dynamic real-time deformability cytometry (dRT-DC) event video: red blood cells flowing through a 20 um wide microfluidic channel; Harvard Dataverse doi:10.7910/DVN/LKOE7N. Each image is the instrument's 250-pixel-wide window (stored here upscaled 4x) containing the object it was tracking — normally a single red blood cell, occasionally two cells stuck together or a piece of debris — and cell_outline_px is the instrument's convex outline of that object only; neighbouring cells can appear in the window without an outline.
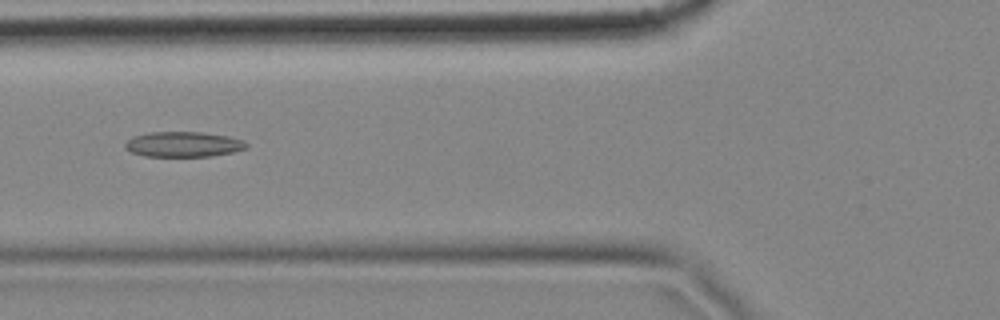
{"species": "common noctule bat (a hibernating species)", "species_latin": "Nyctalus noctula", "temperature_condition": "cold", "stored_images_in_passage": 8, "camera_frame_rate_fps": 3000, "um_per_image_px": 0.085, "animal": {"sex": "female", "body_mass_g": 18.4}, "frame": {"image": 1, "passage_image": 6, "time_ms": 1.667, "image_size_px": [1000, 320], "cell_outline_px": [[248, 148], [232, 152], [212, 156], [144, 156], [132, 152], [124, 148], [124, 144], [132, 136], [148, 132], [204, 132], [228, 136], [244, 140], [248, 144]], "centroid_in_image_um": [15.59, 12.26], "position_along_channel_um": 110.2, "area_um2": 17.98}}
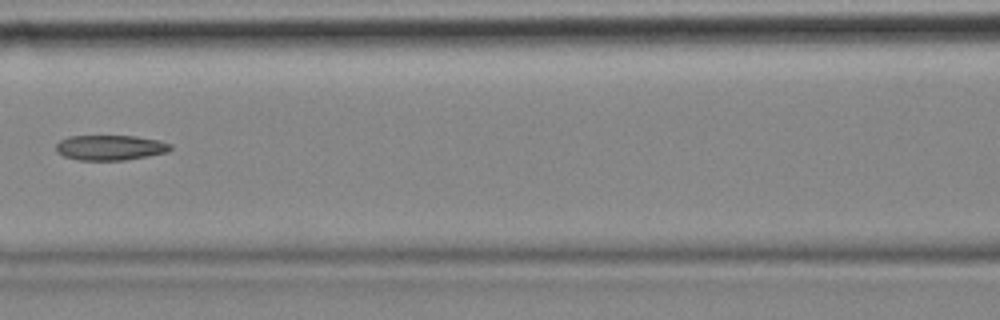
{"frame": {"image": 2, "passage_image": 7, "time_ms": 2.0, "image_size_px": [1000, 320], "cell_outline_px": [[172, 148], [168, 152], [148, 156], [124, 160], [80, 160], [64, 156], [56, 152], [56, 144], [60, 140], [68, 136], [136, 136], [160, 140], [172, 144]], "centroid_in_image_um": [9.39, 12.54], "position_along_channel_um": 157.2, "area_um2": 16.88}}